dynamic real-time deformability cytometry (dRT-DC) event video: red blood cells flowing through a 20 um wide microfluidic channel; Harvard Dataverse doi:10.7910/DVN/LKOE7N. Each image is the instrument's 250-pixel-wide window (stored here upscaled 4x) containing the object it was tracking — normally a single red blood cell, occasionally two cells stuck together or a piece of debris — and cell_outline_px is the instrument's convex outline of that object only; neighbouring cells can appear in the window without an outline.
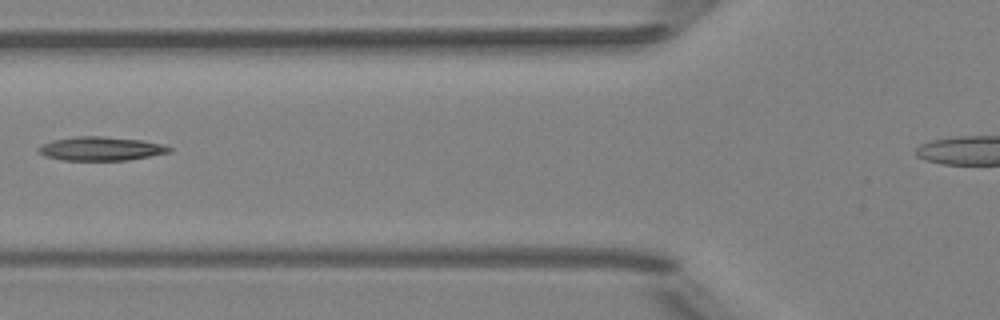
{"species": "Egyptian fruit bat (a non-hibernating species)", "species_latin": "Rousettus aegyptiacus", "temperature_condition": "room temperature", "stored_images_in_passage": 7, "camera_frame_rate_fps": 3000, "um_per_image_px": 0.085, "animal": {"sex": "female"}, "frame": {"image": 1, "passage_image": 6, "time_ms": 5.667, "image_size_px": [1000, 320], "cell_outline_px": [[172, 152], [128, 160], [64, 160], [44, 156], [36, 152], [36, 148], [40, 144], [52, 140], [80, 136], [104, 136], [144, 140], [160, 144], [172, 148]], "centroid_in_image_um": [8.53, 12.63], "position_along_channel_um": 117.3, "area_um2": 18.32}}
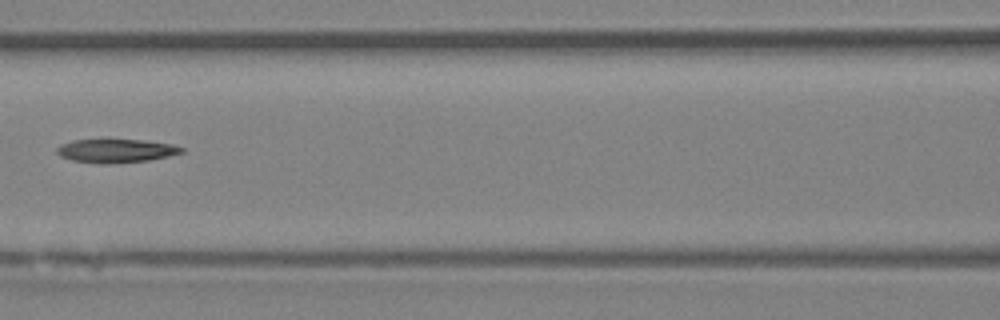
{"frame": {"image": 2, "passage_image": 7, "time_ms": 6.667, "image_size_px": [1000, 320], "cell_outline_px": [[184, 152], [168, 156], [148, 160], [72, 160], [60, 156], [56, 152], [56, 148], [60, 144], [72, 140], [144, 140], [172, 144], [184, 148]], "centroid_in_image_um": [9.89, 12.75], "position_along_channel_um": 156.7, "area_um2": 15.9}}